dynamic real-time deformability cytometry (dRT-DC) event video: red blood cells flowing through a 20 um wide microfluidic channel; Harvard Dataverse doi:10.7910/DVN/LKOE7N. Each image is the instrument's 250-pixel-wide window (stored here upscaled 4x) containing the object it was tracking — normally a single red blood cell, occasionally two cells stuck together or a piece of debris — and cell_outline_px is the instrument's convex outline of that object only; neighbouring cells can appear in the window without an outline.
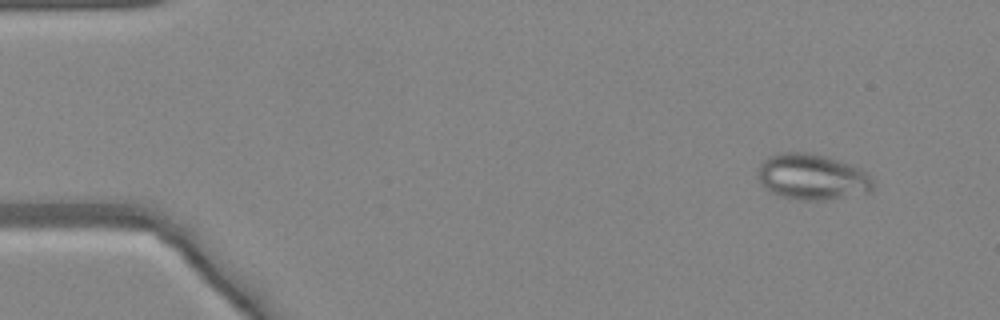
{"species": "common noctule bat (a hibernating species)", "species_latin": "Nyctalus noctula", "temperature_condition": "warm", "stored_images_in_passage": 48, "camera_frame_rate_fps": 3000, "um_per_image_px": 0.085, "animal": {"sex": "female", "body_mass_g": 24.6, "forearm_length_mm": 56.2}, "frame": {"image": 1, "passage_image": 4, "time_ms": 1.0, "image_size_px": [1000, 320], "cell_outline_px": [[876, 184], [872, 192], [824, 200], [800, 200], [780, 196], [768, 192], [764, 188], [760, 180], [760, 164], [768, 156], [780, 152], [808, 152], [828, 156], [860, 168], [868, 172], [872, 176]], "centroid_in_image_um": [69.09, 15.04], "position_along_channel_um": 15.9, "area_um2": 31.21}}
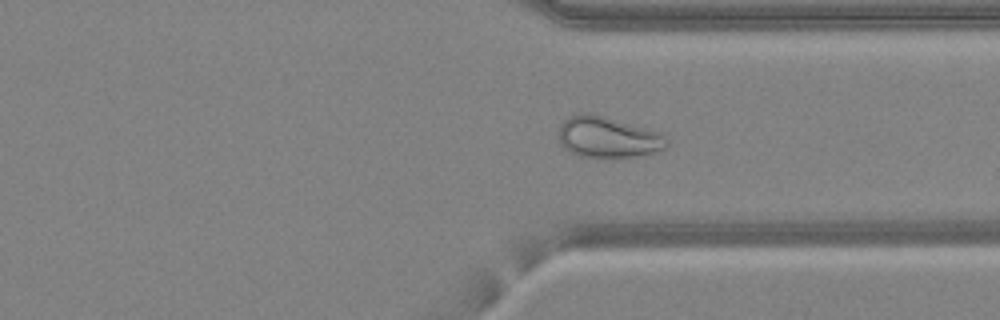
{"frame": {"image": 2, "passage_image": 36, "time_ms": 11.667, "image_size_px": [1000, 320], "cell_outline_px": [[668, 144], [664, 148], [656, 152], [636, 156], [612, 160], [580, 156], [564, 148], [560, 144], [556, 132], [560, 124], [568, 116], [576, 112], [584, 112], [604, 116], [656, 132], [664, 136], [668, 140]], "centroid_in_image_um": [51.58, 11.69], "position_along_channel_um": 359.8, "area_um2": 26.36}}
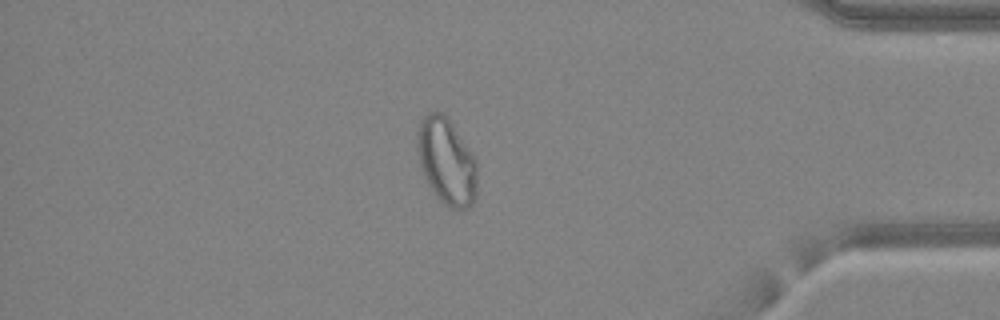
{"frame": {"image": 3, "passage_image": 41, "time_ms": 13.333, "image_size_px": [1000, 320], "cell_outline_px": [[476, 196], [472, 204], [468, 208], [448, 208], [436, 196], [428, 184], [420, 168], [416, 148], [416, 132], [420, 120], [428, 112], [444, 112], [476, 160]], "centroid_in_image_um": [37.91, 13.7], "position_along_channel_um": 397.3, "area_um2": 30.29}, "authors_computed_cell_mechanics": {"area_um2": 29.7959, "velocity_mm_per_s": 4.2745, "shape_relaxation_time_tau1_ms": null, "shape_relaxation_time_tau2_ms": 0.6878, "deformation_change_tau1": null, "deformation_change_tau2": 0.0698}}